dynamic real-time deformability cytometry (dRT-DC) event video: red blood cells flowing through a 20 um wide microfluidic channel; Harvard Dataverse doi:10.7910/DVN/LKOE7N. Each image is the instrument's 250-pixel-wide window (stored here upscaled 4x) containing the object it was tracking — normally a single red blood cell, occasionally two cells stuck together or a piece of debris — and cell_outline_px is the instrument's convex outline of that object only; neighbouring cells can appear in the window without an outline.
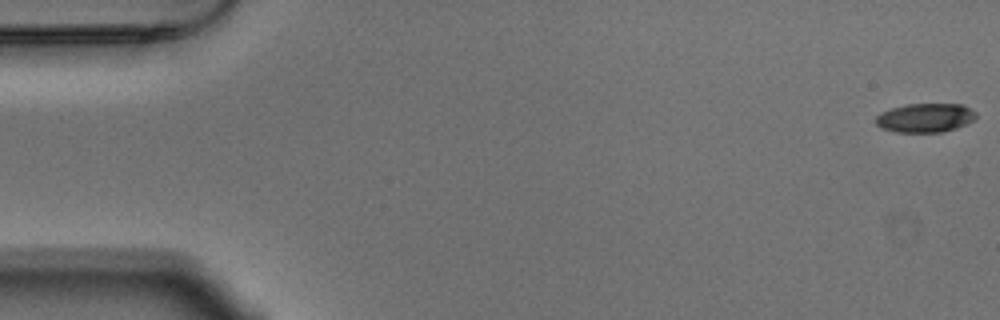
{"species": "Egyptian fruit bat (a non-hibernating species)", "species_latin": "Rousettus aegyptiacus", "temperature_condition": "warm", "stored_images_in_passage": 55, "camera_frame_rate_fps": 3000, "um_per_image_px": 0.085, "animal": {"sex": "male"}, "frame": {"image": 1, "passage_image": 1, "time_ms": 0.0, "image_size_px": [1000, 320], "cell_outline_px": [[976, 120], [956, 128], [940, 132], [896, 132], [880, 128], [876, 124], [876, 116], [880, 112], [904, 104], [964, 104], [976, 112]], "centroid_in_image_um": [78.65, 10.01], "position_along_channel_um": 6.3, "area_um2": 17.11}}
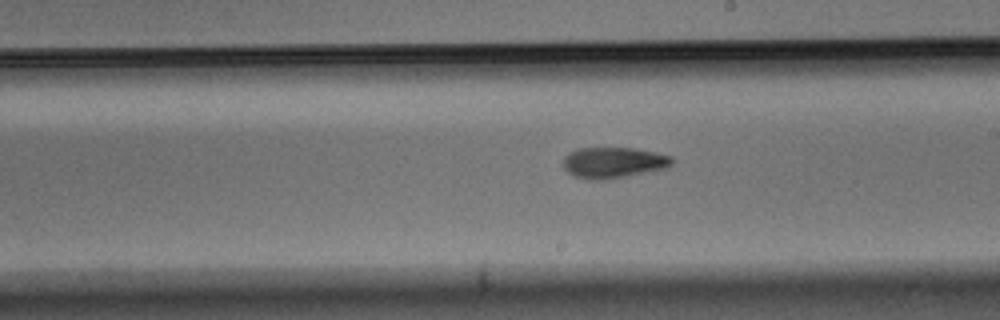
{"frame": {"image": 2, "passage_image": 31, "time_ms": 10.0, "image_size_px": [1000, 320], "cell_outline_px": [[672, 164], [668, 168], [608, 180], [588, 180], [576, 176], [568, 172], [564, 168], [564, 156], [568, 152], [576, 148], [636, 148], [656, 152], [672, 156]], "centroid_in_image_um": [52.15, 13.82], "position_along_channel_um": 236.8, "area_um2": 19.88}}
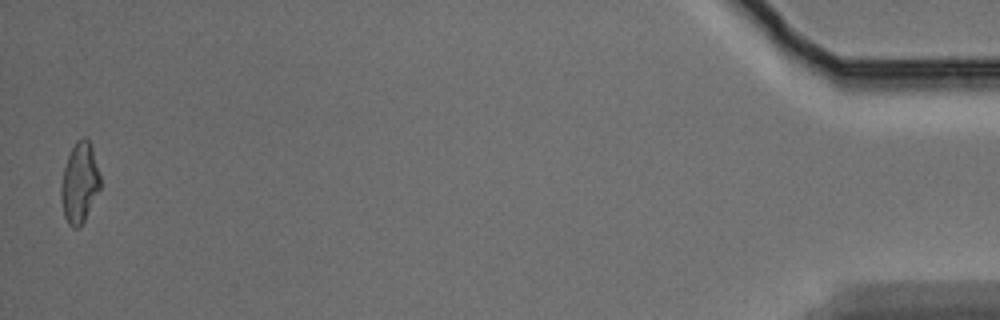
{"frame": {"image": 3, "passage_image": 54, "time_ms": 17.667, "image_size_px": [1000, 320], "cell_outline_px": [[100, 188], [80, 228], [72, 228], [68, 224], [64, 216], [60, 196], [60, 184], [64, 168], [68, 156], [76, 140], [84, 136], [92, 144], [100, 176]], "centroid_in_image_um": [6.75, 15.53], "position_along_channel_um": 428.4, "area_um2": 18.44}, "authors_computed_cell_mechanics": {"area_um2": 18.9006, "velocity_mm_per_s": 3.7232, "shape_relaxation_time_tau1_ms": 5.6318, "shape_relaxation_time_tau2_ms": 3.1377, "deformation_change_tau1": 0.1885, "deformation_change_tau2": 0.1023}}